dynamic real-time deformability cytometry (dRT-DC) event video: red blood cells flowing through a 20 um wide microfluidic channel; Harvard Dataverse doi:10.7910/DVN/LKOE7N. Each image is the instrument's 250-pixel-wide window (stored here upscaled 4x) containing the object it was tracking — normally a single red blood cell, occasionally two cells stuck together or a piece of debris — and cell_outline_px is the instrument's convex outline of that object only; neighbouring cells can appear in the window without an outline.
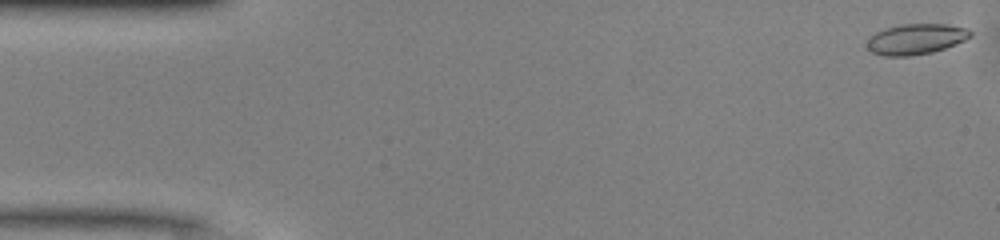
{"species": "common noctule bat (a hibernating species)", "species_latin": "Nyctalus noctula", "temperature_condition": "warm", "stored_images_in_passage": 39, "camera_frame_rate_fps": 3000, "um_per_image_px": 0.085, "animal": {"sex": "male", "body_mass_g": 13.0, "forearm_length_mm": 53.1}, "frame": {"image": 1, "passage_image": 1, "time_ms": 0.0, "image_size_px": [1000, 240], "cell_outline_px": [[972, 36], [956, 44], [932, 52], [912, 56], [884, 56], [872, 52], [868, 48], [868, 40], [876, 32], [884, 28], [900, 24], [948, 24], [968, 28], [972, 32]], "centroid_in_image_um": [77.88, 3.31], "position_along_channel_um": 7.1, "area_um2": 18.44}}
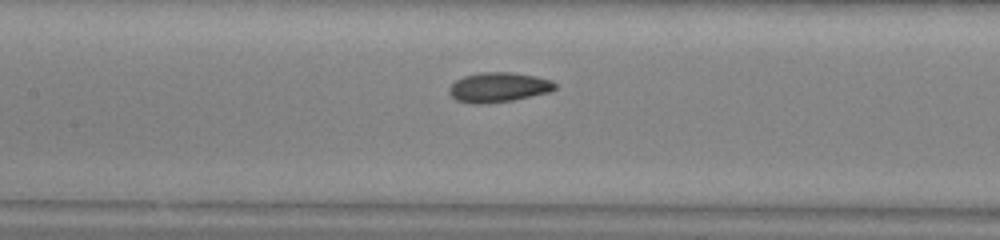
{"frame": {"image": 2, "passage_image": 22, "time_ms": 7.0, "image_size_px": [1000, 240], "cell_outline_px": [[556, 88], [548, 92], [512, 100], [480, 104], [472, 104], [456, 100], [448, 92], [448, 88], [456, 80], [464, 76], [480, 72], [512, 72], [536, 76], [552, 80], [556, 84]], "centroid_in_image_um": [42.35, 7.41], "position_along_channel_um": 165.0, "area_um2": 18.32}}
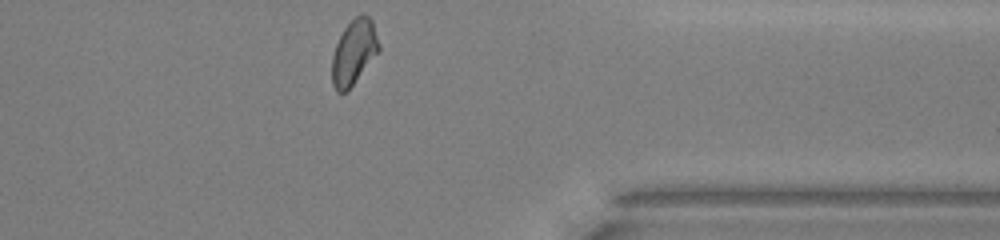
{"frame": {"image": 3, "passage_image": 39, "time_ms": 12.667, "image_size_px": [1000, 240], "cell_outline_px": [[380, 48], [352, 84], [344, 92], [336, 92], [332, 84], [332, 56], [336, 44], [344, 28], [360, 12], [364, 12], [372, 20], [380, 44]], "centroid_in_image_um": [30.07, 4.38], "position_along_channel_um": 381.3, "area_um2": 17.34}, "authors_computed_cell_mechanics": {"area_um2": 17.918, "velocity_mm_per_s": 4.1074, "shape_relaxation_time_tau1_ms": 7.2593, "shape_relaxation_time_tau2_ms": 2.6379, "deformation_change_tau1": 0.1799, "deformation_change_tau2": 0.0888}}